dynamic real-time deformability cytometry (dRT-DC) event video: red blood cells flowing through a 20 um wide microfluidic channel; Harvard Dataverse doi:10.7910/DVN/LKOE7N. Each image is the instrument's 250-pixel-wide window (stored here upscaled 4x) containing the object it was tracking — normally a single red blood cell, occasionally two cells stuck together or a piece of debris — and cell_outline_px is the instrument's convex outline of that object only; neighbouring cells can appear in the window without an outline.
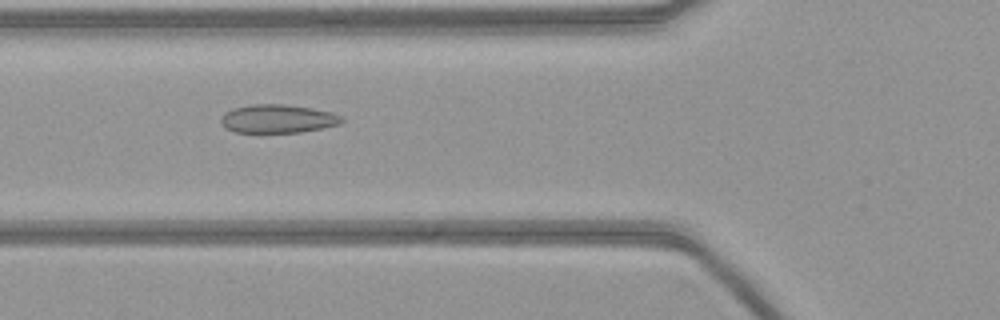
{"species": "common noctule bat (a hibernating species)", "species_latin": "Nyctalus noctula", "temperature_condition": "warm", "stored_images_in_passage": 53, "camera_frame_rate_fps": 3000, "um_per_image_px": 0.085, "animal": {"sex": "female", "body_mass_g": 21.9}, "frame": {"image": 1, "passage_image": 19, "time_ms": 6.0, "image_size_px": [1000, 320], "cell_outline_px": [[344, 120], [340, 124], [300, 132], [236, 132], [224, 128], [220, 124], [220, 120], [224, 112], [232, 108], [252, 104], [284, 104], [312, 108], [332, 112], [340, 116]], "centroid_in_image_um": [23.56, 10.08], "position_along_channel_um": 102.2, "area_um2": 20.06}}
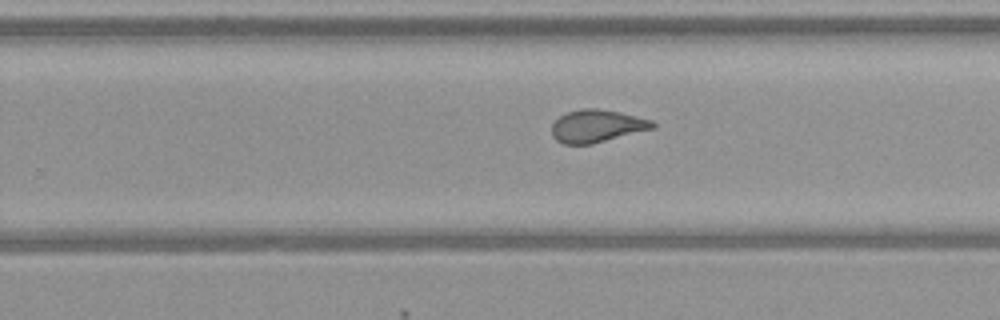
{"frame": {"image": 2, "passage_image": 33, "time_ms": 10.667, "image_size_px": [1000, 320], "cell_outline_px": [[656, 128], [592, 144], [564, 144], [556, 140], [552, 136], [552, 124], [560, 116], [568, 112], [580, 108], [596, 108], [620, 112], [652, 120], [656, 124]], "centroid_in_image_um": [50.75, 10.71], "position_along_channel_um": 279.0, "area_um2": 19.25}}
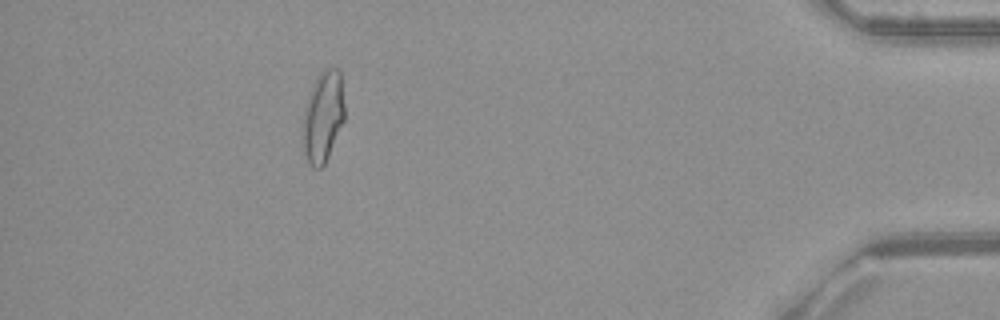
{"frame": {"image": 3, "passage_image": 48, "time_ms": 15.667, "image_size_px": [1000, 320], "cell_outline_px": [[344, 120], [328, 156], [324, 164], [320, 168], [312, 168], [308, 160], [304, 148], [304, 112], [308, 96], [316, 76], [320, 72], [328, 68], [340, 68], [344, 104]], "centroid_in_image_um": [27.48, 9.86], "position_along_channel_um": 407.7, "area_um2": 21.73}}